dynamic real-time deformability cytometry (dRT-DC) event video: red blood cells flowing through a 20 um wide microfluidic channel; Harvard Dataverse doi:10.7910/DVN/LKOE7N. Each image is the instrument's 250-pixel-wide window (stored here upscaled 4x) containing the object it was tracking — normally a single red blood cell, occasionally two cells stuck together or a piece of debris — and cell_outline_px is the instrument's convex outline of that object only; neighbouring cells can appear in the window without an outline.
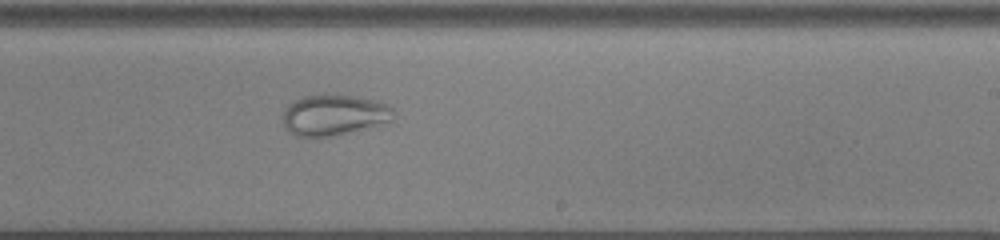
{"species": "common noctule bat (a hibernating species)", "species_latin": "Nyctalus noctula", "temperature_condition": "cold", "stored_images_in_passage": 41, "camera_frame_rate_fps": 3000, "um_per_image_px": 0.085, "animal": {"sex": "male", "body_mass_g": 13.0, "forearm_length_mm": 53.1}, "frame": {"image": 1, "passage_image": 20, "time_ms": 6.333, "image_size_px": [1000, 240], "cell_outline_px": [[396, 112], [392, 120], [332, 136], [296, 136], [288, 132], [284, 128], [284, 108], [288, 104], [300, 96], [328, 92], [376, 100], [388, 104]], "centroid_in_image_um": [28.35, 9.72], "position_along_channel_um": 260.7, "area_um2": 26.59}}
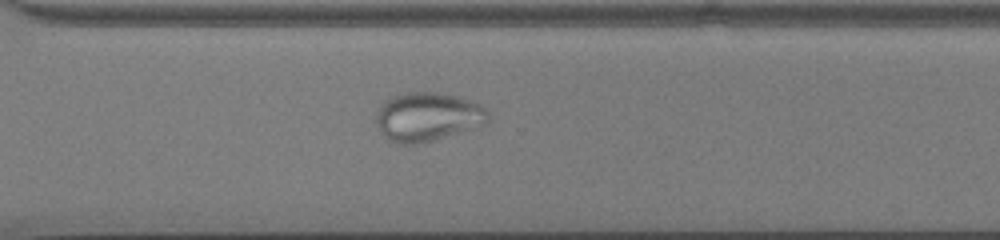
{"frame": {"image": 2, "passage_image": 26, "time_ms": 8.333, "image_size_px": [1000, 240], "cell_outline_px": [[488, 120], [480, 128], [416, 144], [396, 144], [388, 140], [380, 132], [376, 124], [376, 112], [380, 104], [392, 96], [408, 92], [436, 92], [456, 96], [480, 104], [488, 112]], "centroid_in_image_um": [36.33, 9.94], "position_along_channel_um": 334.3, "area_um2": 32.19}}
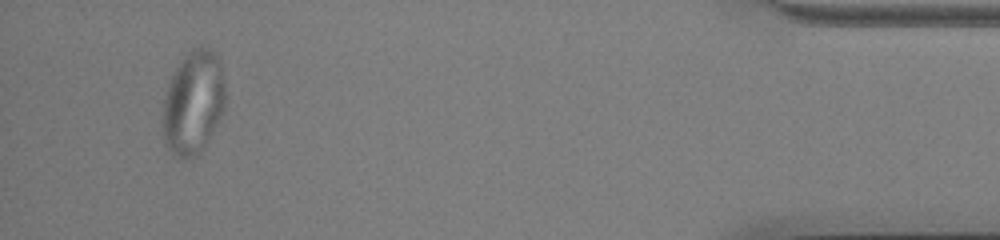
{"frame": {"image": 3, "passage_image": 38, "time_ms": 12.333, "image_size_px": [1000, 240], "cell_outline_px": [[224, 112], [220, 120], [204, 148], [188, 160], [176, 156], [164, 144], [164, 100], [168, 84], [176, 68], [188, 52], [192, 48], [200, 44], [216, 52], [220, 60], [224, 80]], "centroid_in_image_um": [16.46, 8.7], "position_along_channel_um": 418.7, "area_um2": 37.8}}